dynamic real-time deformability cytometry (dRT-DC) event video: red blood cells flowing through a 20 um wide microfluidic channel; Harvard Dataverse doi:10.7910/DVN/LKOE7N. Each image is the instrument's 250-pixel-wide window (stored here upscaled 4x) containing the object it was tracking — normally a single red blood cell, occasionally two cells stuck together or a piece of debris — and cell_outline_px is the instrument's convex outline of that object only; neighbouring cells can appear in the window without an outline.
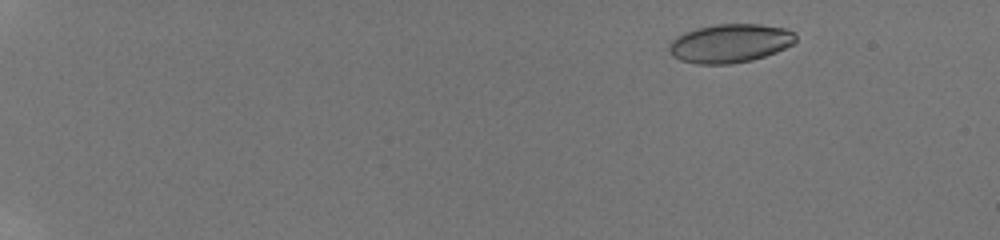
{"species": "human", "species_latin": "Homo sapiens", "temperature_condition": "room temperature", "stored_images_in_passage": 35, "camera_frame_rate_fps": 3000, "um_per_image_px": 0.085, "donor": {"sex": "male"}, "frame": {"image": 1, "passage_image": 11, "time_ms": 2.333, "image_size_px": [1000, 240], "cell_outline_px": [[796, 40], [792, 44], [776, 52], [752, 60], [732, 64], [696, 64], [680, 60], [672, 56], [668, 48], [668, 44], [676, 36], [684, 32], [696, 28], [716, 24], [760, 24], [784, 28], [796, 32]], "centroid_in_image_um": [62.03, 3.68], "position_along_channel_um": 23.0, "area_um2": 28.73}}
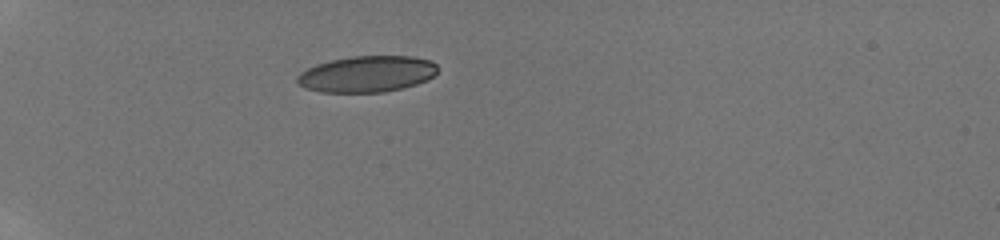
{"frame": {"image": 2, "passage_image": 31, "time_ms": 6.333, "image_size_px": [1000, 240], "cell_outline_px": [[436, 72], [428, 80], [416, 84], [384, 92], [320, 92], [304, 88], [296, 80], [296, 76], [300, 72], [316, 64], [332, 60], [352, 56], [412, 56], [432, 60], [436, 64]], "centroid_in_image_um": [31.18, 6.29], "position_along_channel_um": 53.8, "area_um2": 29.65}}